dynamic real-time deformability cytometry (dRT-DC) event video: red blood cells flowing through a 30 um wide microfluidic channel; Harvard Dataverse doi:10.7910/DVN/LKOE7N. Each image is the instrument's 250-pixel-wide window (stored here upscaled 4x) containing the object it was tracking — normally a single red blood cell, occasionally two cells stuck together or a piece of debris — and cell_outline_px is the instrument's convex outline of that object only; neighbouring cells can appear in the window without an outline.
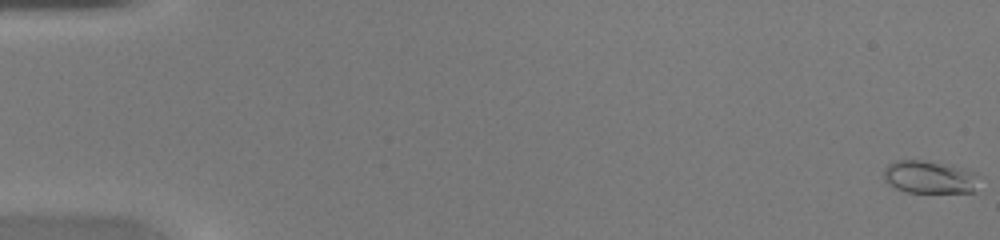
{"species": "common noctule bat (a hibernating species)", "species_latin": "Nyctalus noctula", "temperature_condition": "warm", "stored_images_in_passage": 46, "camera_frame_rate_fps": 3000, "um_per_image_px": 0.085, "animal": {"sex": "female", "body_mass_g": 20.0, "forearm_length_mm": 54.0}, "frame": {"image": 1, "passage_image": 1, "time_ms": 0.0, "image_size_px": [1000, 240], "cell_outline_px": [[976, 192], [908, 192], [896, 188], [884, 180], [884, 168], [888, 164], [896, 160], [920, 160], [964, 168], [976, 172]], "centroid_in_image_um": [78.98, 15.05], "position_along_channel_um": 6.0, "area_um2": 17.98}}
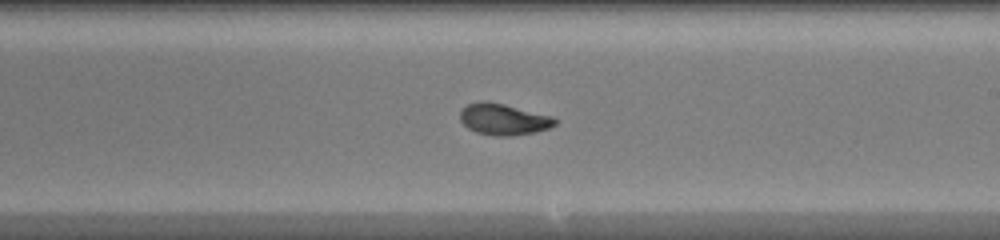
{"frame": {"image": 2, "passage_image": 28, "time_ms": 9.0, "image_size_px": [1000, 240], "cell_outline_px": [[556, 124], [548, 128], [536, 132], [512, 136], [496, 136], [476, 132], [468, 128], [460, 120], [460, 112], [468, 104], [480, 100], [488, 100], [552, 116], [556, 120]], "centroid_in_image_um": [42.78, 10.14], "position_along_channel_um": 246.2, "area_um2": 17.34}}
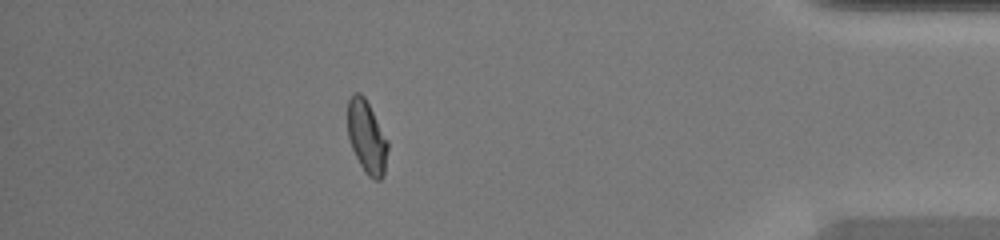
{"frame": {"image": 3, "passage_image": 41, "time_ms": 13.333, "image_size_px": [1000, 240], "cell_outline_px": [[388, 148], [384, 176], [380, 180], [372, 180], [364, 172], [352, 148], [348, 136], [348, 100], [352, 92], [360, 92], [364, 96], [388, 140]], "centroid_in_image_um": [31.18, 11.66], "position_along_channel_um": 404.0, "area_um2": 17.11}}